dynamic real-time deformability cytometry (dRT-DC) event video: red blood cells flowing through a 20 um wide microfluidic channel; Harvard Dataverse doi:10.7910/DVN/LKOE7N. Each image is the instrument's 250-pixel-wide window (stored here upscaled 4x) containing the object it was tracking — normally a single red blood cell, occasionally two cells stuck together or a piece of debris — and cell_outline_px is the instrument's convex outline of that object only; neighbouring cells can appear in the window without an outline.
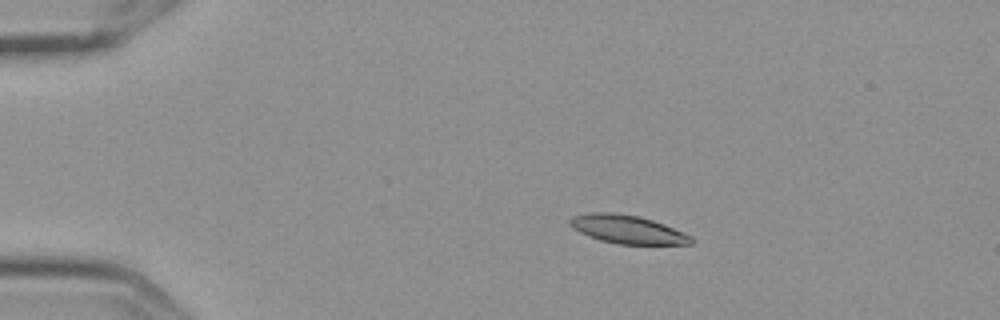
{"species": "Egyptian fruit bat (a non-hibernating species)", "species_latin": "Rousettus aegyptiacus", "temperature_condition": "cold", "stored_images_in_passage": 5, "camera_frame_rate_fps": 3000, "um_per_image_px": 0.085, "frame": {"image": 1, "passage_image": 1, "time_ms": 0.0, "image_size_px": [1000, 320], "cell_outline_px": [[692, 244], [620, 244], [600, 240], [588, 236], [572, 228], [568, 224], [568, 220], [572, 216], [588, 212], [616, 212], [636, 216], [652, 220], [664, 224], [692, 236]], "centroid_in_image_um": [53.27, 19.48], "position_along_channel_um": 31.7, "area_um2": 20.06}}
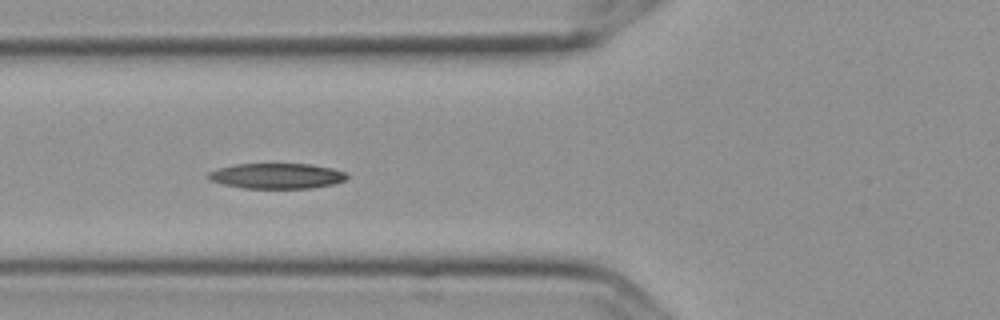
{"frame": {"image": 2, "passage_image": 4, "time_ms": 1.0, "image_size_px": [1000, 320], "cell_outline_px": [[348, 176], [344, 180], [332, 184], [312, 188], [244, 188], [224, 184], [212, 180], [208, 176], [208, 172], [232, 164], [312, 164], [332, 168], [348, 172]], "centroid_in_image_um": [23.57, 14.94], "position_along_channel_um": 102.2, "area_um2": 20.4}}
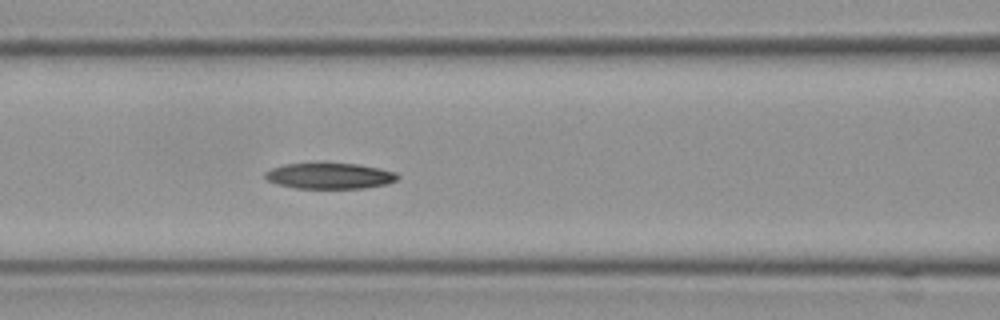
{"frame": {"image": 3, "passage_image": 5, "time_ms": 1.333, "image_size_px": [1000, 320], "cell_outline_px": [[400, 176], [396, 180], [388, 184], [364, 188], [296, 188], [276, 184], [268, 180], [264, 176], [264, 172], [272, 168], [284, 164], [356, 164], [380, 168], [396, 172]], "centroid_in_image_um": [28.04, 14.96], "position_along_channel_um": 138.6, "area_um2": 19.83}}